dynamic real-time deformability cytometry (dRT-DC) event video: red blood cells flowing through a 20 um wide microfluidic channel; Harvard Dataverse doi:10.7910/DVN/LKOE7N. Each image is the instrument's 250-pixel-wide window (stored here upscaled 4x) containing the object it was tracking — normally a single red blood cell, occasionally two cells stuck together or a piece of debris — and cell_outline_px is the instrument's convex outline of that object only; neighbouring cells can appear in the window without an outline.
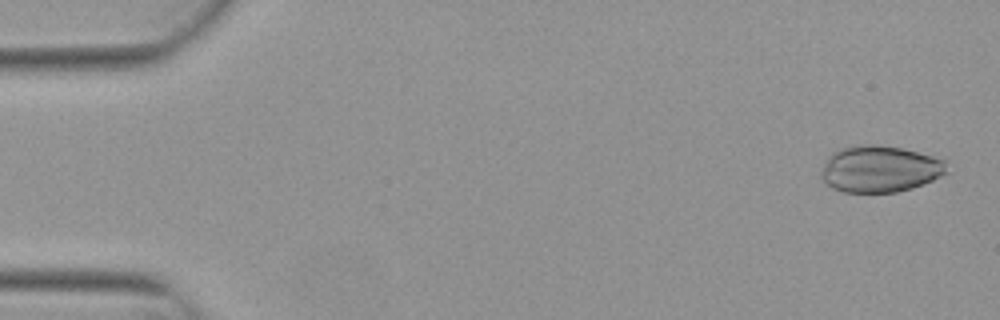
{"species": "Egyptian fruit bat (a non-hibernating species)", "species_latin": "Rousettus aegyptiacus", "temperature_condition": "warm", "stored_images_in_passage": 24, "camera_frame_rate_fps": 3000, "um_per_image_px": 0.085, "animal": {"sex": "female"}, "frame": {"image": 1, "passage_image": 2, "time_ms": 0.333, "image_size_px": [1000, 320], "cell_outline_px": [[948, 172], [924, 184], [912, 188], [896, 192], [844, 192], [832, 188], [824, 184], [820, 176], [820, 172], [828, 156], [832, 152], [840, 148], [860, 144], [876, 144], [900, 148], [948, 160]], "centroid_in_image_um": [74.77, 14.36], "position_along_channel_um": 10.2, "area_um2": 34.45}}
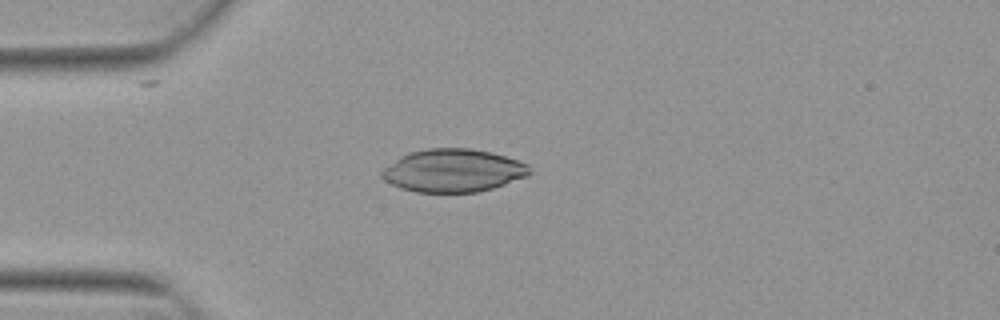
{"frame": {"image": 2, "passage_image": 14, "time_ms": 4.333, "image_size_px": [1000, 320], "cell_outline_px": [[532, 172], [528, 176], [492, 188], [476, 192], [416, 192], [400, 188], [384, 180], [380, 176], [380, 172], [384, 168], [400, 156], [408, 152], [428, 148], [472, 148], [492, 152], [528, 164]], "centroid_in_image_um": [38.5, 14.49], "position_along_channel_um": 46.5, "area_um2": 37.05}}
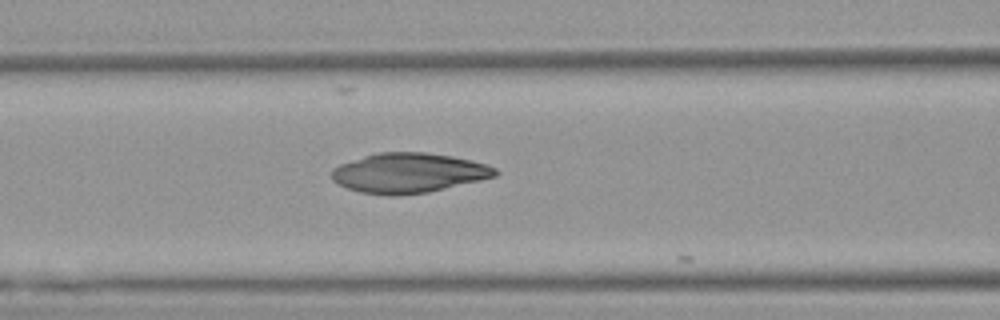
{"frame": {"image": 3, "passage_image": 22, "time_ms": 7.0, "image_size_px": [1000, 320], "cell_outline_px": [[500, 172], [496, 176], [480, 180], [428, 192], [396, 196], [388, 196], [360, 192], [348, 188], [332, 180], [332, 168], [340, 164], [376, 152], [424, 152], [452, 156], [484, 164], [496, 168]], "centroid_in_image_um": [34.71, 14.7], "position_along_channel_um": 131.9, "area_um2": 37.8}}